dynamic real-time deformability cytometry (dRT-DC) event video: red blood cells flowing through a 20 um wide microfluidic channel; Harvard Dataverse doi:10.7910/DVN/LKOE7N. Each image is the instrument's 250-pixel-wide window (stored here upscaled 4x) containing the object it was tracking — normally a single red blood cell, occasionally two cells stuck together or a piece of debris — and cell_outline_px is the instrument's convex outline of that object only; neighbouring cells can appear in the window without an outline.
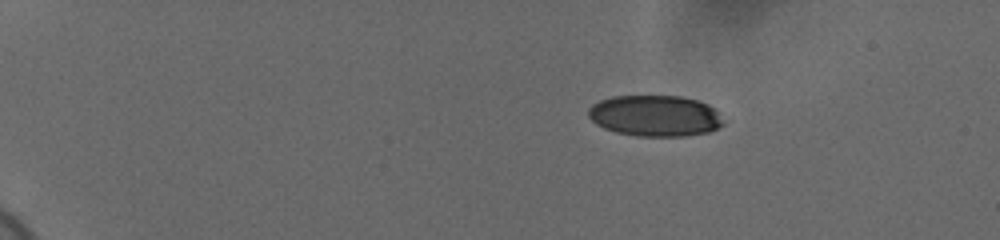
{"species": "human", "species_latin": "Homo sapiens", "temperature_condition": "cold", "stored_images_in_passage": 48, "camera_frame_rate_fps": 3000, "um_per_image_px": 0.085, "donor": {"sex": "female"}, "frame": {"image": 1, "passage_image": 1, "time_ms": 0.0, "image_size_px": [1000, 240], "cell_outline_px": [[724, 124], [708, 132], [684, 136], [636, 136], [616, 132], [604, 128], [596, 124], [588, 116], [588, 108], [592, 104], [600, 100], [612, 96], [680, 96], [696, 100], [708, 104], [716, 112]], "centroid_in_image_um": [55.63, 9.84], "position_along_channel_um": 29.4, "area_um2": 32.19}}
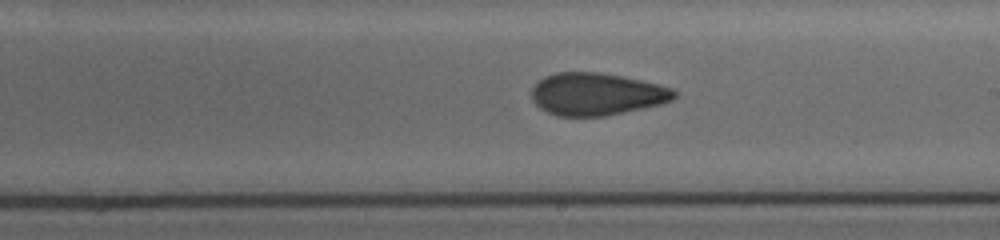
{"frame": {"image": 2, "passage_image": 27, "time_ms": 8.667, "image_size_px": [1000, 240], "cell_outline_px": [[676, 96], [672, 100], [660, 104], [644, 108], [604, 116], [556, 116], [540, 108], [532, 100], [532, 88], [544, 76], [556, 72], [600, 72], [624, 76], [672, 88], [676, 92]], "centroid_in_image_um": [50.7, 7.99], "position_along_channel_um": 238.3, "area_um2": 35.2}}
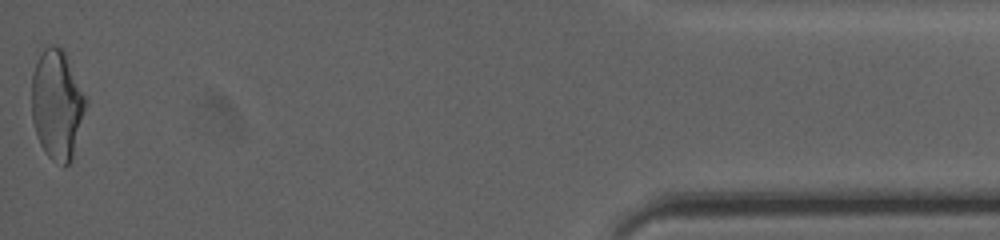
{"frame": {"image": 3, "passage_image": 48, "time_ms": 15.667, "image_size_px": [1000, 240], "cell_outline_px": [[88, 100], [72, 160], [64, 168], [52, 160], [44, 152], [36, 136], [32, 120], [32, 72], [44, 48], [52, 44], [56, 44], [64, 48]], "centroid_in_image_um": [4.86, 8.89], "position_along_channel_um": 430.3, "area_um2": 35.14}, "authors_computed_cell_mechanics": {"area_um2": 34.6222, "velocity_mm_per_s": 3.7206, "shape_relaxation_time_tau1_ms": 7.5214, "shape_relaxation_time_tau2_ms": 1.9239, "deformation_change_tau1": 0.172, "deformation_change_tau2": 0.0904}}